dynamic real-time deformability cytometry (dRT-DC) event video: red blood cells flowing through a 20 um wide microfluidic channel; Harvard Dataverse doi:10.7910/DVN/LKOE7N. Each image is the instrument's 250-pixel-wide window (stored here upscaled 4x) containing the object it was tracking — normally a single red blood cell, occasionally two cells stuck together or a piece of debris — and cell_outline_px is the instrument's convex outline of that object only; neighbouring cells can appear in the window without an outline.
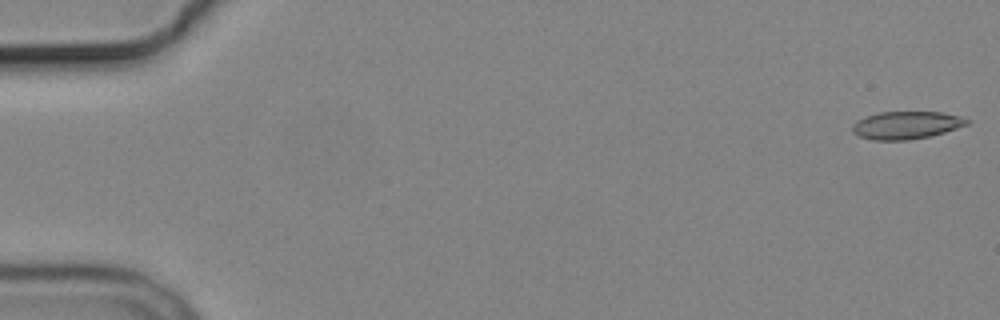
{"species": "common noctule bat (a hibernating species)", "species_latin": "Nyctalus noctula", "temperature_condition": "cold", "stored_images_in_passage": 5, "camera_frame_rate_fps": 3000, "um_per_image_px": 0.085, "animal": {"sex": "male", "body_mass_g": 19.2, "forearm_length_mm": 51.8}, "frame": {"image": 1, "passage_image": 1, "time_ms": 0.0, "image_size_px": [1000, 320], "cell_outline_px": [[968, 124], [944, 132], [928, 136], [908, 140], [872, 140], [860, 136], [852, 132], [852, 124], [856, 120], [880, 112], [940, 112], [960, 116], [968, 120]], "centroid_in_image_um": [76.99, 10.64], "position_along_channel_um": 8.0, "area_um2": 18.26}}